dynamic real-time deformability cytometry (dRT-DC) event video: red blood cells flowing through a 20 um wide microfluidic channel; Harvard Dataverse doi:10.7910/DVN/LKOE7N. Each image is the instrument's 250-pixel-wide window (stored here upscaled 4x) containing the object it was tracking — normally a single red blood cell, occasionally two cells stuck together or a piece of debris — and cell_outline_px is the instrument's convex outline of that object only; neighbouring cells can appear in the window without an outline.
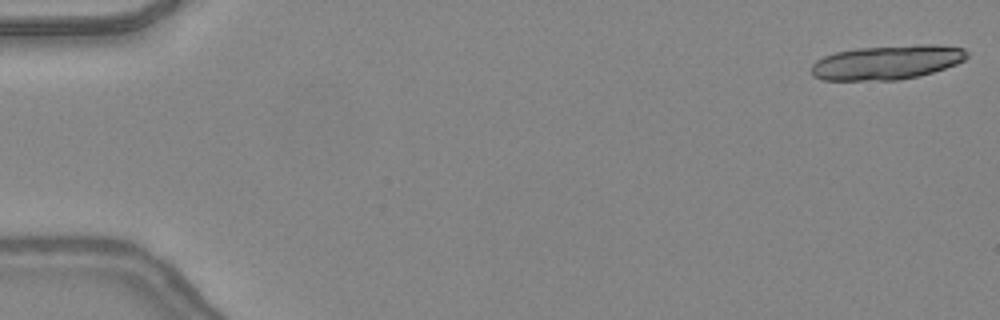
{"species": "common noctule bat (a hibernating species)", "species_latin": "Nyctalus noctula", "temperature_condition": "warm", "stored_images_in_passage": 18, "camera_frame_rate_fps": 3000, "um_per_image_px": 0.085, "animal": {"sex": "female", "body_mass_g": 24.6, "forearm_length_mm": 56.2}, "frame": {"image": 1, "passage_image": 1, "time_ms": 0.0, "image_size_px": [1000, 320], "cell_outline_px": [[968, 56], [964, 60], [956, 64], [920, 76], [896, 80], [820, 80], [812, 76], [812, 64], [816, 60], [824, 56], [836, 52], [856, 48], [920, 44], [932, 44], [964, 48], [968, 52]], "centroid_in_image_um": [75.38, 5.3], "position_along_channel_um": 9.6, "area_um2": 31.21}}